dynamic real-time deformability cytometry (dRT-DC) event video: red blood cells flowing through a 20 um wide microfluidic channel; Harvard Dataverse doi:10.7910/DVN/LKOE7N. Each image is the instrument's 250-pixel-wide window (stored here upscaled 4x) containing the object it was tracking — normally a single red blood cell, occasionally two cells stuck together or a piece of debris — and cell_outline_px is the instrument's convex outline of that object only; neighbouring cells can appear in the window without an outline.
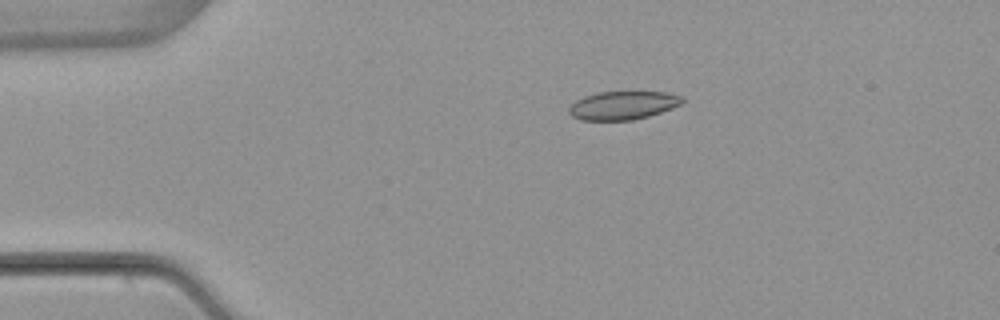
{"species": "common noctule bat (a hibernating species)", "species_latin": "Nyctalus noctula", "temperature_condition": "warm", "stored_images_in_passage": 4, "camera_frame_rate_fps": 3000, "um_per_image_px": 0.085, "animal": {"sex": "female", "body_mass_g": 22.7, "forearm_length_mm": 54.2}, "frame": {"image": 1, "passage_image": 3, "time_ms": 2.333, "image_size_px": [1000, 320], "cell_outline_px": [[684, 100], [680, 104], [672, 108], [648, 116], [632, 120], [580, 120], [572, 116], [568, 112], [568, 108], [576, 100], [584, 96], [596, 92], [668, 92], [680, 96]], "centroid_in_image_um": [52.91, 8.95], "position_along_channel_um": 32.1, "area_um2": 18.67}}